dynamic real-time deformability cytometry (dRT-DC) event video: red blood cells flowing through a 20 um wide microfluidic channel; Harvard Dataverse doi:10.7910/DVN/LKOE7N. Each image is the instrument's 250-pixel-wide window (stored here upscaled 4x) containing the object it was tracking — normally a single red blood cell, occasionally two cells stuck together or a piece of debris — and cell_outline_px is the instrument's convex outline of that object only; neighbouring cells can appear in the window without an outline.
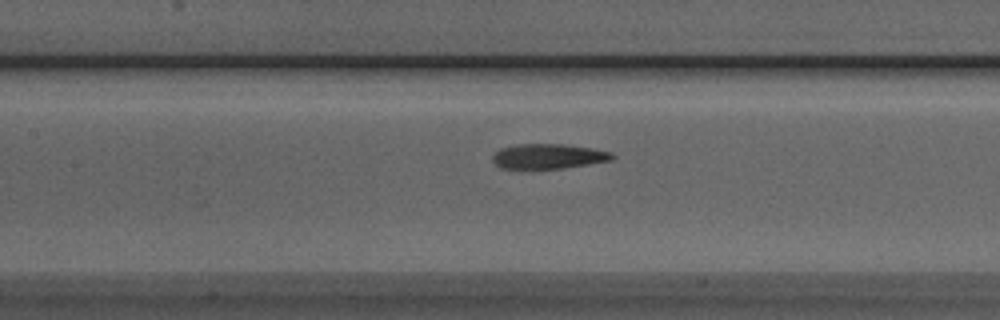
{"species": "Egyptian fruit bat (a non-hibernating species)", "species_latin": "Rousettus aegyptiacus", "temperature_condition": "room temperature", "stored_images_in_passage": 45, "camera_frame_rate_fps": 3000, "um_per_image_px": 0.085, "animal": {"sex": "male"}, "frame": {"image": 1, "passage_image": 23, "time_ms": 7.333, "image_size_px": [1000, 320], "cell_outline_px": [[616, 156], [612, 160], [588, 164], [560, 168], [500, 168], [492, 160], [492, 156], [500, 148], [516, 144], [564, 144], [592, 148], [612, 152]], "centroid_in_image_um": [46.62, 13.27], "position_along_channel_um": 160.8, "area_um2": 17.28}}
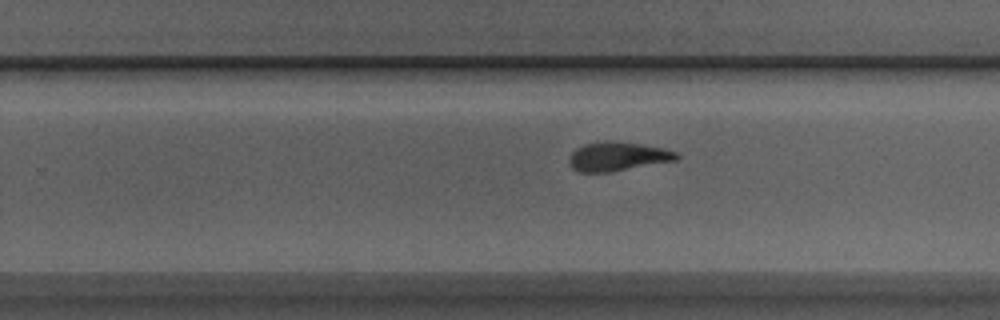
{"frame": {"image": 2, "passage_image": 32, "time_ms": 10.333, "image_size_px": [1000, 320], "cell_outline_px": [[680, 156], [676, 160], [608, 172], [580, 172], [572, 168], [568, 164], [568, 160], [572, 152], [576, 148], [584, 144], [604, 140], [608, 140], [640, 144], [664, 148], [676, 152]], "centroid_in_image_um": [52.46, 13.29], "position_along_channel_um": 277.3, "area_um2": 18.09}}
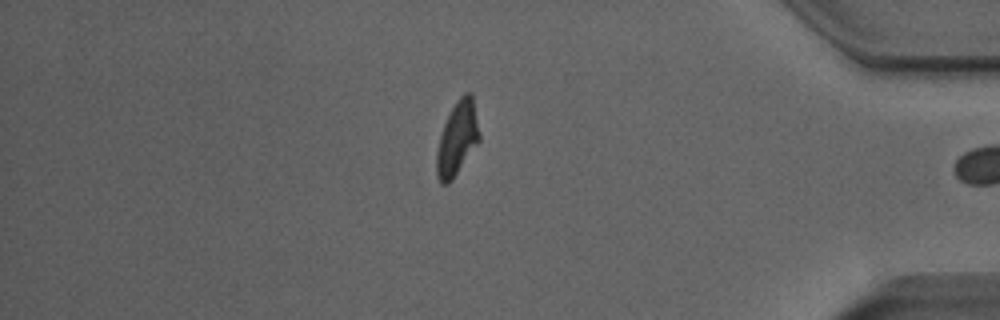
{"frame": {"image": 3, "passage_image": 44, "time_ms": 14.333, "image_size_px": [1000, 320], "cell_outline_px": [[480, 140], [452, 180], [448, 184], [440, 184], [436, 176], [436, 152], [440, 136], [444, 124], [456, 100], [464, 92], [472, 92], [480, 132]], "centroid_in_image_um": [38.87, 11.77], "position_along_channel_um": 396.3, "area_um2": 18.5}, "authors_computed_cell_mechanics": {"area_um2": 18.207, "velocity_mm_per_s": 3.9004, "shape_relaxation_time_tau1_ms": 3.0224, "shape_relaxation_time_tau2_ms": 1.8308, "deformation_change_tau1": 0.1905, "deformation_change_tau2": 0.1125}}